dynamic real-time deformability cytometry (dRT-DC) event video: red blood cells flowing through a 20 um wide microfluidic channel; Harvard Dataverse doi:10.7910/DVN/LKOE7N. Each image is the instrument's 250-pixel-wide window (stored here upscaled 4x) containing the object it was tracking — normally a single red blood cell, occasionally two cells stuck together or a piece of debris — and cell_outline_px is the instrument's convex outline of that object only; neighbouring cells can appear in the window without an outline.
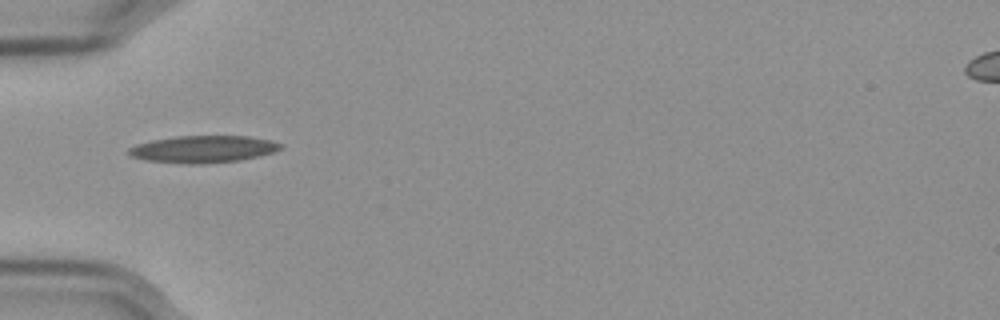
{"species": "Egyptian fruit bat (a non-hibernating species)", "species_latin": "Rousettus aegyptiacus", "temperature_condition": "cold", "stored_images_in_passage": 24, "camera_frame_rate_fps": 3000, "um_per_image_px": 0.085, "frame": {"image": 1, "passage_image": 1, "time_ms": 0.0, "image_size_px": [1000, 320], "cell_outline_px": [[284, 148], [272, 152], [240, 160], [204, 164], [188, 164], [144, 160], [132, 156], [128, 152], [128, 148], [136, 144], [152, 140], [176, 136], [248, 136], [272, 140], [284, 144]], "centroid_in_image_um": [17.28, 12.67], "position_along_channel_um": 67.7, "area_um2": 24.04}}